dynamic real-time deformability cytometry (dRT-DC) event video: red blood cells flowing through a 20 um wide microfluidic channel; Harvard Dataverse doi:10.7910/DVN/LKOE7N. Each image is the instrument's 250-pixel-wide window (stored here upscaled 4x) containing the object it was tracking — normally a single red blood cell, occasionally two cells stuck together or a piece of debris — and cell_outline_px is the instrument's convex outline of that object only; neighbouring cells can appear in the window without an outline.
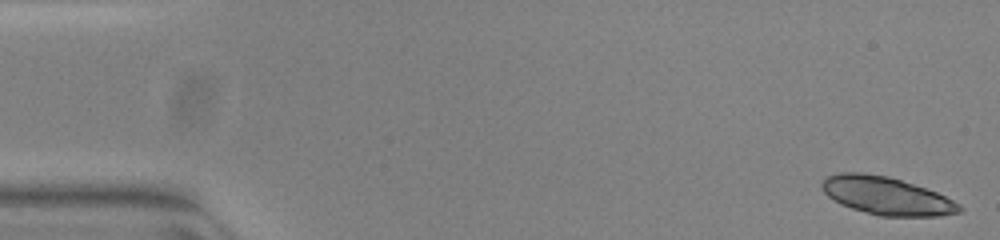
{"species": "common noctule bat (a hibernating species)", "species_latin": "Nyctalus noctula", "temperature_condition": "warm", "stored_images_in_passage": 52, "camera_frame_rate_fps": 3000, "um_per_image_px": 0.085, "animal": {"sex": "female", "body_mass_g": 23.0, "forearm_length_mm": 53.4}, "frame": {"image": 1, "passage_image": 1, "time_ms": 0.0, "image_size_px": [1000, 240], "cell_outline_px": [[964, 208], [960, 212], [940, 216], [880, 216], [852, 208], [840, 204], [828, 196], [824, 192], [820, 184], [828, 176], [840, 172], [860, 172], [888, 176], [936, 192], [960, 204]], "centroid_in_image_um": [75.34, 16.65], "position_along_channel_um": 9.7, "area_um2": 30.11}}
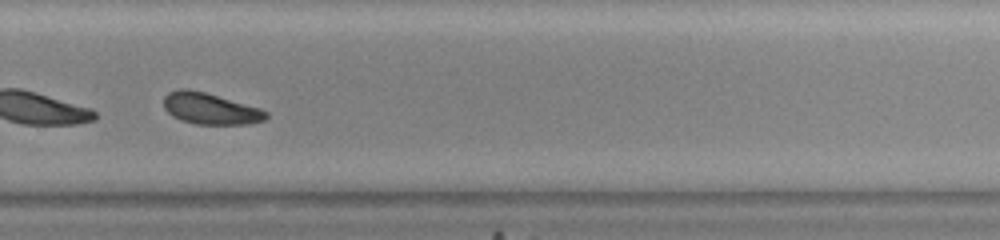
{"frame": {"image": 2, "passage_image": 36, "time_ms": 11.667, "image_size_px": [1000, 240], "cell_outline_px": [[268, 116], [264, 120], [248, 124], [196, 124], [180, 120], [172, 116], [164, 108], [164, 96], [168, 92], [180, 88], [188, 88], [204, 92], [260, 108], [268, 112]], "centroid_in_image_um": [17.85, 9.23], "position_along_channel_um": 312.0, "area_um2": 18.67}, "authors_computed_cell_mechanics": {"area_um2": 20.9525, "velocity_mm_per_s": 3.8558, "shape_relaxation_time_tau1_ms": 4.226, "shape_relaxation_time_tau2_ms": null, "deformation_change_tau1": 0.1125, "deformation_change_tau2": null}}